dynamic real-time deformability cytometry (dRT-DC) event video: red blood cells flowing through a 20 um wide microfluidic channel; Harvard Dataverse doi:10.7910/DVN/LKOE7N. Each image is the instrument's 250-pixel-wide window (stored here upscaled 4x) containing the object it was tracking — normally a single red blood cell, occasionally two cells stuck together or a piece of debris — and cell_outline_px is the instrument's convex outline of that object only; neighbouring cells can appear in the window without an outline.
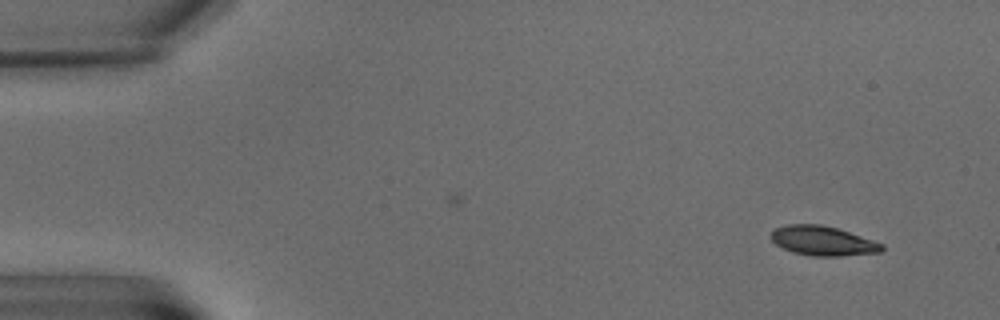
{"species": "common noctule bat (a hibernating species)", "species_latin": "Nyctalus noctula", "temperature_condition": "warm", "stored_images_in_passage": 5, "camera_frame_rate_fps": 3000, "um_per_image_px": 0.085, "animal": {"sex": "male", "body_mass_g": 15.6}, "frame": {"image": 1, "passage_image": 1, "time_ms": 0.0, "image_size_px": [1000, 320], "cell_outline_px": [[884, 248], [880, 252], [840, 256], [812, 256], [792, 252], [776, 244], [768, 236], [772, 228], [788, 224], [820, 224], [836, 228], [884, 244]], "centroid_in_image_um": [69.87, 20.46], "position_along_channel_um": 15.1, "area_um2": 19.07}}
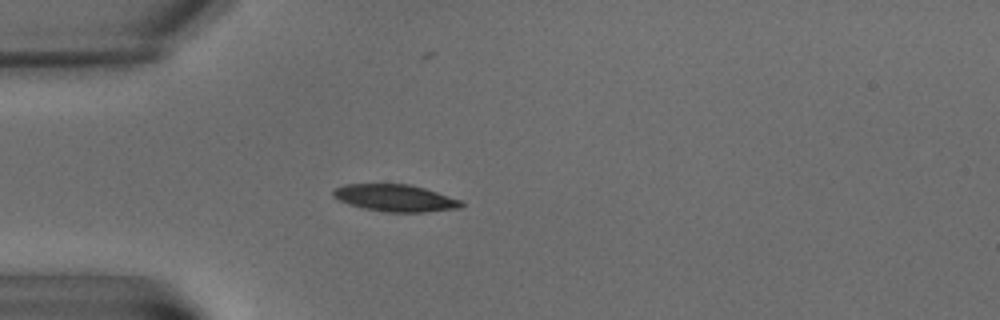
{"frame": {"image": 2, "passage_image": 5, "time_ms": 5.0, "image_size_px": [1000, 320], "cell_outline_px": [[464, 204], [460, 208], [424, 212], [388, 212], [364, 208], [348, 204], [332, 196], [332, 188], [344, 184], [408, 184], [424, 188], [460, 200]], "centroid_in_image_um": [33.54, 16.82], "position_along_channel_um": 51.5, "area_um2": 20.06}}